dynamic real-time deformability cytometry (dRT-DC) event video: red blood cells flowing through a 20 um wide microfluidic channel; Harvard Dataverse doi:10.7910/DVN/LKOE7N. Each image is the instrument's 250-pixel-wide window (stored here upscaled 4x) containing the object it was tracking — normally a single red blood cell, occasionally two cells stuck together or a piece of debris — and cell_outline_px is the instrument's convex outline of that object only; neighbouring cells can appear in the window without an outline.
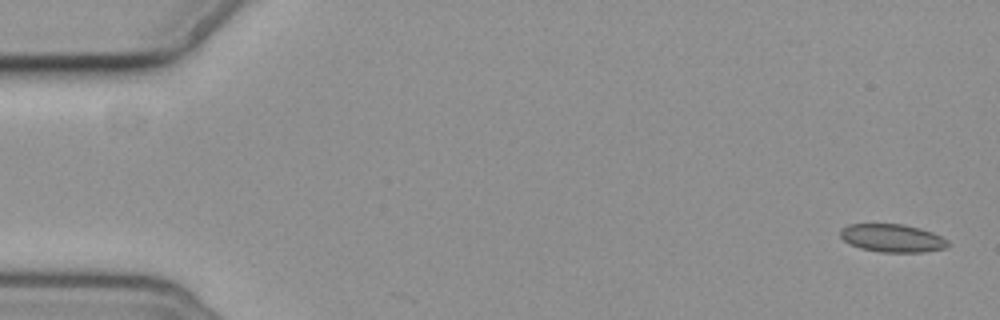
{"species": "common noctule bat (a hibernating species)", "species_latin": "Nyctalus noctula", "temperature_condition": "cold", "stored_images_in_passage": 8, "camera_frame_rate_fps": 3000, "um_per_image_px": 0.085, "animal": {"sex": "female", "body_mass_g": 19.3, "forearm_length_mm": 54.1}, "frame": {"image": 1, "passage_image": 1, "time_ms": 0.0, "image_size_px": [1000, 320], "cell_outline_px": [[948, 244], [944, 248], [924, 252], [880, 252], [860, 248], [844, 240], [840, 236], [840, 228], [848, 224], [904, 224], [920, 228], [932, 232], [948, 240]], "centroid_in_image_um": [75.83, 20.23], "position_along_channel_um": 9.2, "area_um2": 17.51}}
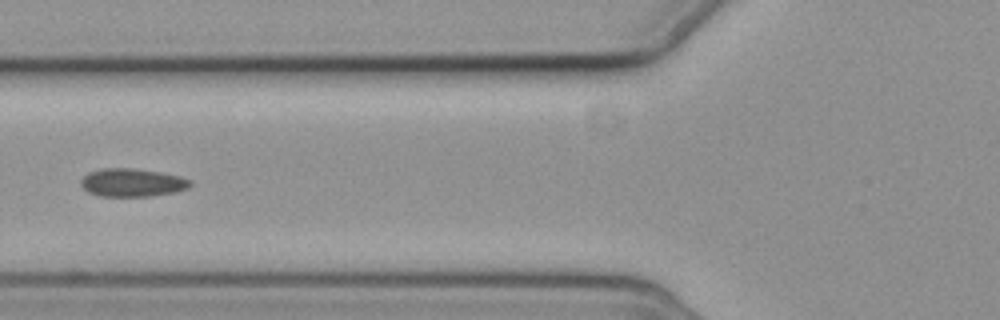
{"frame": {"image": 2, "passage_image": 7, "time_ms": 7.0, "image_size_px": [1000, 320], "cell_outline_px": [[192, 184], [188, 188], [176, 192], [152, 196], [100, 196], [88, 192], [80, 184], [80, 180], [88, 172], [104, 168], [132, 168], [160, 172], [180, 176], [192, 180]], "centroid_in_image_um": [11.25, 15.52], "position_along_channel_um": 114.5, "area_um2": 18.03}}
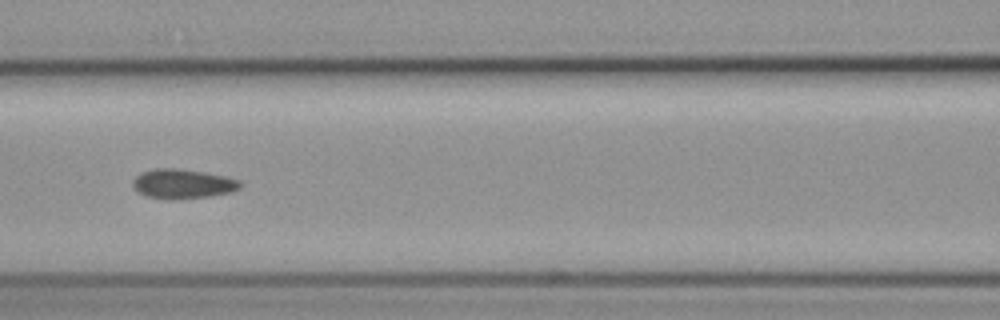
{"frame": {"image": 3, "passage_image": 8, "time_ms": 8.0, "image_size_px": [1000, 320], "cell_outline_px": [[244, 184], [240, 188], [228, 192], [208, 196], [172, 200], [148, 196], [136, 192], [132, 184], [132, 180], [140, 172], [156, 168], [180, 168], [204, 172], [224, 176], [240, 180]], "centroid_in_image_um": [15.5, 15.61], "position_along_channel_um": 151.1, "area_um2": 18.55}}